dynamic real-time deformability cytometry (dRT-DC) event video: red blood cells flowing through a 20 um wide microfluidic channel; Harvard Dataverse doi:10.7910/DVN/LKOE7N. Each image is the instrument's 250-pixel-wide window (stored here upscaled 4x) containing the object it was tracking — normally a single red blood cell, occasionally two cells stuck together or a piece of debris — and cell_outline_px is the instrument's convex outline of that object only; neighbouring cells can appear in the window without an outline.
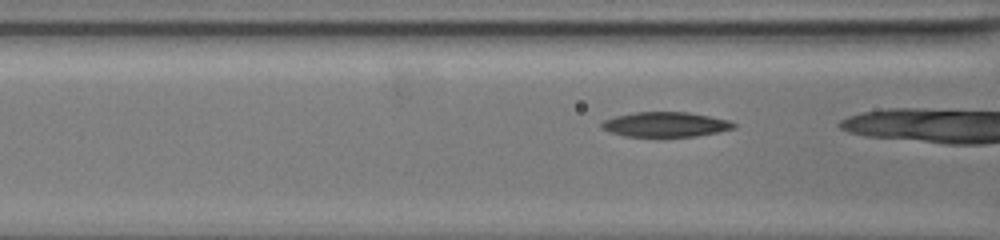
{"species": "common noctule bat (a hibernating species)", "species_latin": "Nyctalus noctula", "temperature_condition": "warm", "stored_images_in_passage": 16, "camera_frame_rate_fps": 3000, "um_per_image_px": 0.085, "animal": {"sex": "female", "body_mass_g": 19.5, "forearm_length_mm": 54.1}, "frame": {"image": 1, "passage_image": 11, "time_ms": 3.333, "image_size_px": [1000, 240], "cell_outline_px": [[736, 128], [696, 136], [624, 136], [600, 128], [600, 124], [604, 120], [616, 116], [636, 112], [688, 112], [728, 120], [736, 124]], "centroid_in_image_um": [56.56, 10.57], "position_along_channel_um": 110.0, "area_um2": 18.9}}
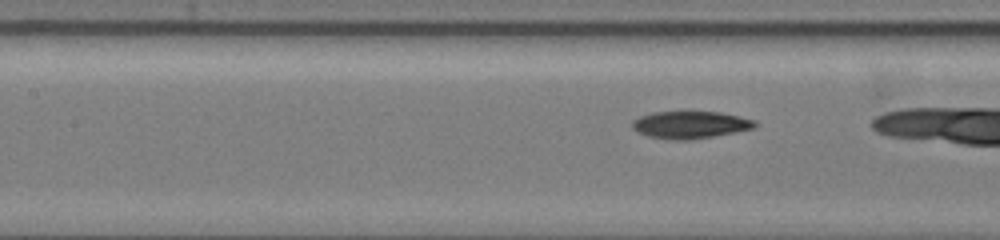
{"frame": {"image": 2, "passage_image": 15, "time_ms": 4.667, "image_size_px": [1000, 240], "cell_outline_px": [[756, 128], [736, 132], [692, 140], [668, 140], [648, 136], [636, 132], [632, 128], [632, 120], [640, 116], [652, 112], [688, 108], [720, 112], [740, 116], [756, 120]], "centroid_in_image_um": [58.65, 10.56], "position_along_channel_um": 148.7, "area_um2": 20.75}}